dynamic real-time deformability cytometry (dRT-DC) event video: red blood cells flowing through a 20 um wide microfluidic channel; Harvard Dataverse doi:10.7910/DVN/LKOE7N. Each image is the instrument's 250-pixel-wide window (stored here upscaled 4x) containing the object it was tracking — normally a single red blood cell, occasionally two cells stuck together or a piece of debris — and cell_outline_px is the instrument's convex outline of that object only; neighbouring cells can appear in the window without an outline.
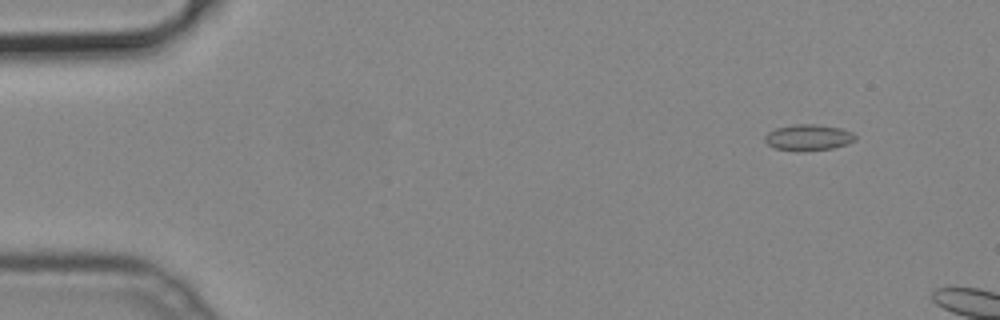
{"species": "common noctule bat (a hibernating species)", "species_latin": "Nyctalus noctula", "temperature_condition": "cold", "stored_images_in_passage": 44, "camera_frame_rate_fps": 3000, "um_per_image_px": 0.085, "animal": {"sex": "male", "body_mass_g": 19.2, "forearm_length_mm": 51.8}, "frame": {"image": 1, "passage_image": 2, "time_ms": 0.333, "image_size_px": [1000, 320], "cell_outline_px": [[856, 140], [848, 144], [832, 148], [804, 152], [796, 152], [776, 148], [768, 144], [764, 140], [764, 136], [768, 132], [776, 128], [796, 124], [816, 124], [840, 128], [852, 132], [856, 136]], "centroid_in_image_um": [68.71, 11.7], "position_along_channel_um": 16.3, "area_um2": 13.93}}
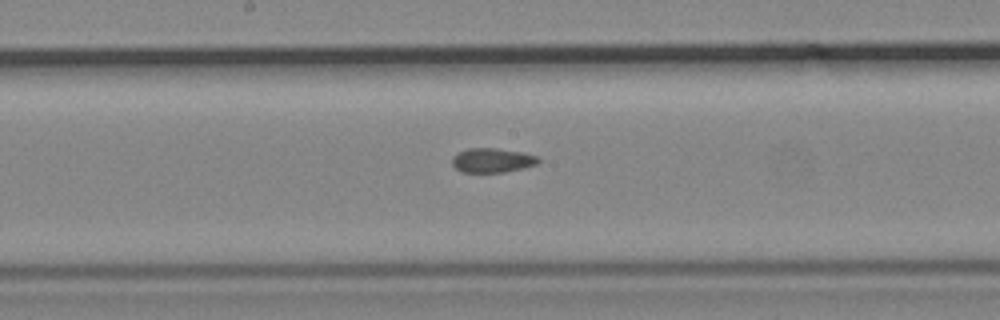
{"frame": {"image": 2, "passage_image": 24, "time_ms": 7.667, "image_size_px": [1000, 320], "cell_outline_px": [[540, 160], [536, 164], [524, 168], [504, 172], [460, 172], [452, 164], [452, 156], [468, 148], [496, 148], [524, 152], [536, 156]], "centroid_in_image_um": [41.84, 13.62], "position_along_channel_um": 206.4, "area_um2": 12.25}}
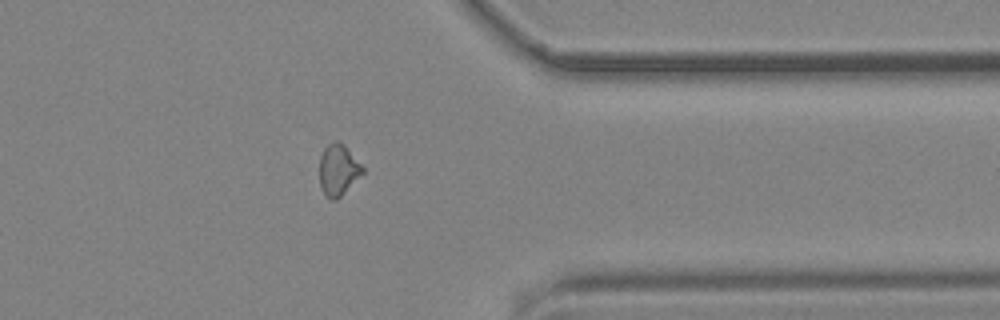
{"frame": {"image": 3, "passage_image": 38, "time_ms": 12.333, "image_size_px": [1000, 320], "cell_outline_px": [[364, 172], [336, 200], [332, 200], [324, 192], [320, 184], [320, 156], [324, 148], [328, 144], [336, 140], [344, 144], [364, 168]], "centroid_in_image_um": [28.75, 14.41], "position_along_channel_um": 382.7, "area_um2": 12.6}}